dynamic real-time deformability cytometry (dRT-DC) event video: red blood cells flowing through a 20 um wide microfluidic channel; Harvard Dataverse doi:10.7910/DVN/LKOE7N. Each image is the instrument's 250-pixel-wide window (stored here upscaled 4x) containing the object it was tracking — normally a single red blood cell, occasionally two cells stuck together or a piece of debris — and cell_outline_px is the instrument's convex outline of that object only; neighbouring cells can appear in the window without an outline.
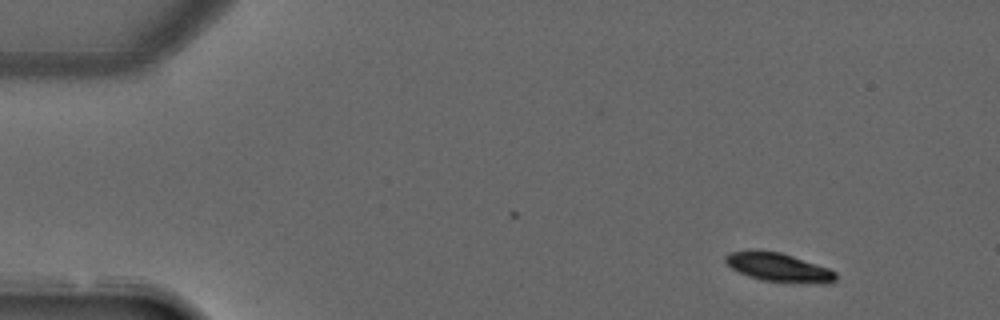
{"species": "common noctule bat (a hibernating species)", "species_latin": "Nyctalus noctula", "temperature_condition": "warm", "stored_images_in_passage": 4, "camera_frame_rate_fps": 3000, "um_per_image_px": 0.085, "animal": {"sex": "male", "forearm_length_mm": 52.5}, "frame": {"image": 1, "passage_image": 2, "time_ms": 1.0, "image_size_px": [1000, 320], "cell_outline_px": [[836, 280], [832, 284], [820, 284], [764, 280], [748, 276], [732, 268], [724, 260], [724, 256], [732, 252], [780, 252], [828, 268], [836, 272]], "centroid_in_image_um": [66.26, 22.76], "position_along_channel_um": 18.7, "area_um2": 17.86}}